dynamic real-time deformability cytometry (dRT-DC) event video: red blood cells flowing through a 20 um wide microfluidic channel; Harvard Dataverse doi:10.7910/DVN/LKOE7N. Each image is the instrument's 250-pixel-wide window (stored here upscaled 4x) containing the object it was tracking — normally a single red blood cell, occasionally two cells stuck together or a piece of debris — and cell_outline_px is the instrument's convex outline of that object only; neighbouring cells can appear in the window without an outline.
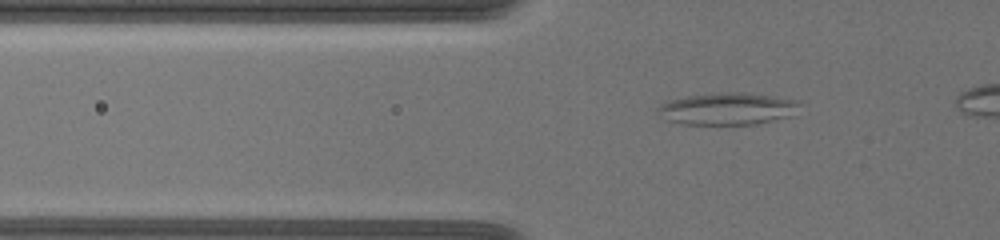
{"species": "common noctule bat (a hibernating species)", "species_latin": "Nyctalus noctula", "temperature_condition": "warm", "stored_images_in_passage": 47, "camera_frame_rate_fps": 3000, "um_per_image_px": 0.085, "animal": {"sex": "female", "body_mass_g": 19.5, "forearm_length_mm": 54.1}, "frame": {"image": 1, "passage_image": 14, "time_ms": 4.333, "image_size_px": [1000, 240], "cell_outline_px": [[800, 104], [788, 116], [756, 124], [680, 124], [668, 120], [656, 112], [656, 108], [672, 100], [688, 96], [768, 96], [792, 100]], "centroid_in_image_um": [61.73, 9.32], "position_along_channel_um": 64.1, "area_um2": 24.28}}
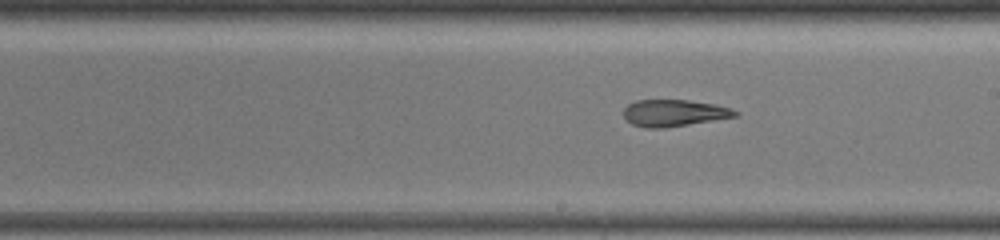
{"frame": {"image": 2, "passage_image": 29, "time_ms": 9.333, "image_size_px": [1000, 240], "cell_outline_px": [[740, 112], [736, 116], [664, 128], [644, 128], [632, 124], [624, 120], [624, 108], [628, 104], [636, 100], [688, 100], [716, 104], [732, 108]], "centroid_in_image_um": [57.26, 9.6], "position_along_channel_um": 231.7, "area_um2": 17.46}}
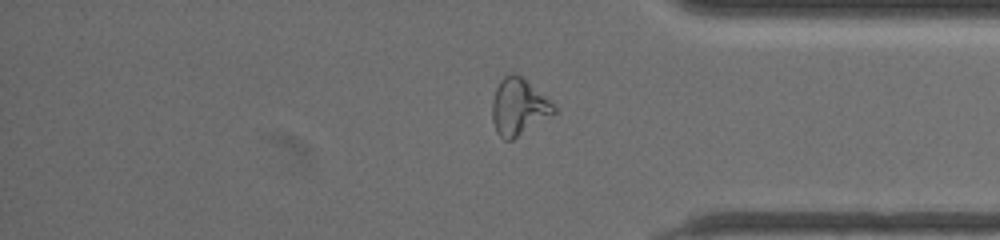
{"frame": {"image": 3, "passage_image": 43, "time_ms": 14.0, "image_size_px": [1000, 240], "cell_outline_px": [[556, 112], [512, 140], [504, 140], [496, 132], [492, 120], [492, 100], [496, 88], [500, 80], [508, 72], [512, 72], [524, 76], [556, 104]], "centroid_in_image_um": [44.09, 9.03], "position_along_channel_um": 391.1, "area_um2": 20.81}}